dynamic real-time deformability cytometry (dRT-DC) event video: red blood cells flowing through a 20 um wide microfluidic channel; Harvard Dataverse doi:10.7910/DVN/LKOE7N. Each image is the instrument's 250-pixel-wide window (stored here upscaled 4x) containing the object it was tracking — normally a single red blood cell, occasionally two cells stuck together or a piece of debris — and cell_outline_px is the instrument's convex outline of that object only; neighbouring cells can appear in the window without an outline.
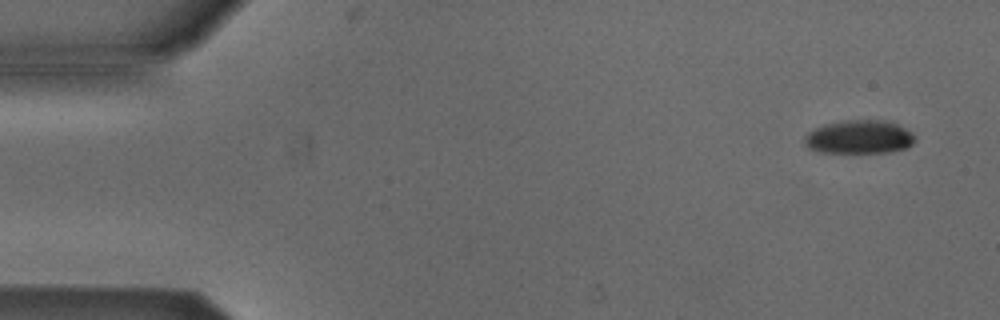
{"species": "Egyptian fruit bat (a non-hibernating species)", "species_latin": "Rousettus aegyptiacus", "temperature_condition": "cold", "stored_images_in_passage": 4, "camera_frame_rate_fps": 3000, "um_per_image_px": 0.085, "animal": {"sex": "male"}, "frame": {"image": 1, "passage_image": 1, "time_ms": 0.0, "image_size_px": [1000, 320], "cell_outline_px": [[916, 140], [908, 148], [888, 152], [820, 152], [808, 148], [804, 140], [804, 136], [808, 132], [824, 124], [848, 120], [876, 120], [896, 124], [912, 132]], "centroid_in_image_um": [73.03, 11.65], "position_along_channel_um": 12.0, "area_um2": 21.39}}